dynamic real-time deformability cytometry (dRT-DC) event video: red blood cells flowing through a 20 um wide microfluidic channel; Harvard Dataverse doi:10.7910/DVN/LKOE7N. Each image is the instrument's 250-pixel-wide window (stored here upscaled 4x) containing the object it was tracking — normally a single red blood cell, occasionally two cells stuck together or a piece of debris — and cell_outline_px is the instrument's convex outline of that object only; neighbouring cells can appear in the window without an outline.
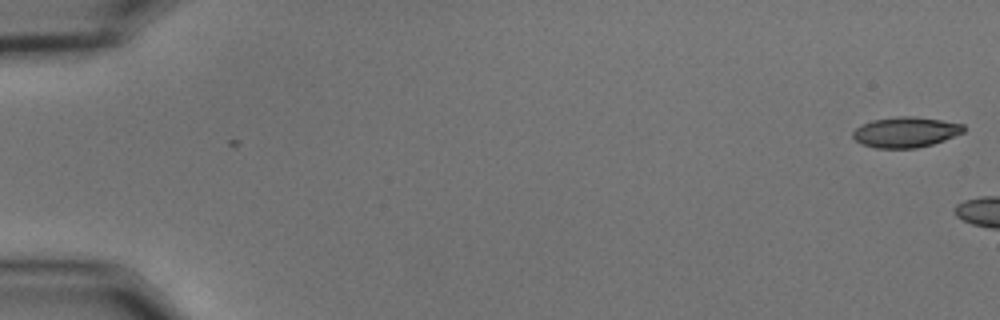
{"species": "common noctule bat (a hibernating species)", "species_latin": "Nyctalus noctula", "temperature_condition": "cold", "stored_images_in_passage": 5, "camera_frame_rate_fps": 3000, "um_per_image_px": 0.085, "animal": {"sex": "male", "body_mass_g": 15.6}, "frame": {"image": 1, "passage_image": 1, "time_ms": 0.0, "image_size_px": [1000, 320], "cell_outline_px": [[964, 132], [944, 140], [932, 144], [916, 148], [876, 148], [860, 144], [852, 136], [852, 132], [856, 128], [872, 120], [896, 116], [912, 116], [940, 120], [964, 124]], "centroid_in_image_um": [76.96, 11.23], "position_along_channel_um": 8.0, "area_um2": 19.59}}